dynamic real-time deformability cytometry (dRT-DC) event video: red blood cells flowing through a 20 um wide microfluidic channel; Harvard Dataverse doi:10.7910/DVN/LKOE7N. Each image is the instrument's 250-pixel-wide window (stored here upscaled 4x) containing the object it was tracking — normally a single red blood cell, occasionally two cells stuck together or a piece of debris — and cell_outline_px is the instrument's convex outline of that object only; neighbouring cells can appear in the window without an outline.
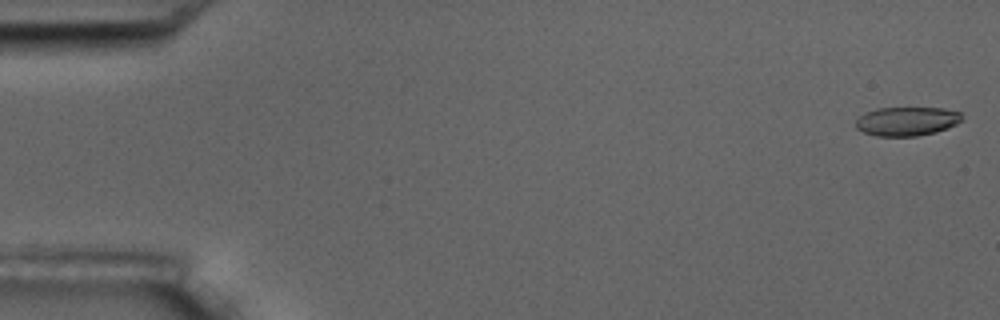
{"species": "common noctule bat (a hibernating species)", "species_latin": "Nyctalus noctula", "temperature_condition": "room temperature", "stored_images_in_passage": 2, "camera_frame_rate_fps": 3000, "um_per_image_px": 0.085, "animal": {"sex": "male", "body_mass_g": 17.5, "forearm_length_mm": 52.3}, "frame": {"image": 1, "passage_image": 2, "time_ms": 1.333, "image_size_px": [1000, 320], "cell_outline_px": [[964, 120], [956, 124], [936, 132], [916, 136], [876, 136], [864, 132], [856, 128], [856, 120], [864, 112], [876, 108], [944, 108], [960, 112]], "centroid_in_image_um": [77.08, 10.3], "position_along_channel_um": 7.9, "area_um2": 17.98}}